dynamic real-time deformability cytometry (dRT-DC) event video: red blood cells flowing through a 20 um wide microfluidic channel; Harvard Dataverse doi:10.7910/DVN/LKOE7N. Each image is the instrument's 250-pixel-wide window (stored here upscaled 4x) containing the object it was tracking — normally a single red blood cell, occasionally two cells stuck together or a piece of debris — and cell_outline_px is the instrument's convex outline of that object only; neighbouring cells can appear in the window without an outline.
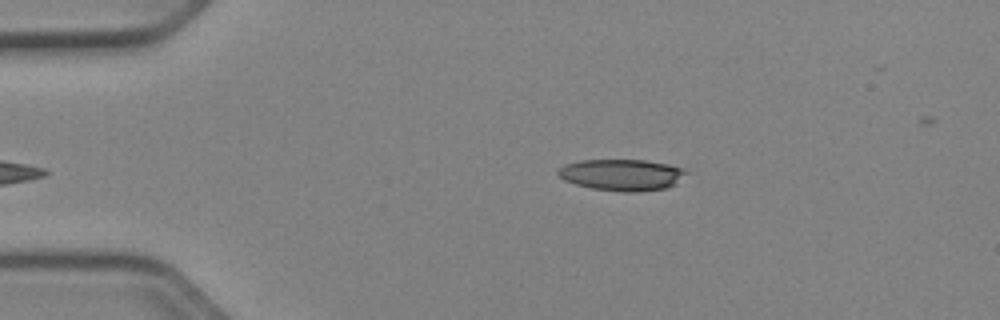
{"species": "Egyptian fruit bat (a non-hibernating species)", "species_latin": "Rousettus aegyptiacus", "temperature_condition": "cold", "stored_images_in_passage": 36, "camera_frame_rate_fps": 3000, "um_per_image_px": 0.085, "animal": {"sex": "female"}, "frame": {"image": 1, "passage_image": 2, "time_ms": 0.333, "image_size_px": [1000, 320], "cell_outline_px": [[688, 172], [676, 184], [668, 188], [636, 192], [624, 192], [592, 188], [576, 184], [564, 180], [556, 172], [564, 164], [580, 160], [644, 160], [684, 168]], "centroid_in_image_um": [52.86, 14.86], "position_along_channel_um": 32.1, "area_um2": 23.41}}
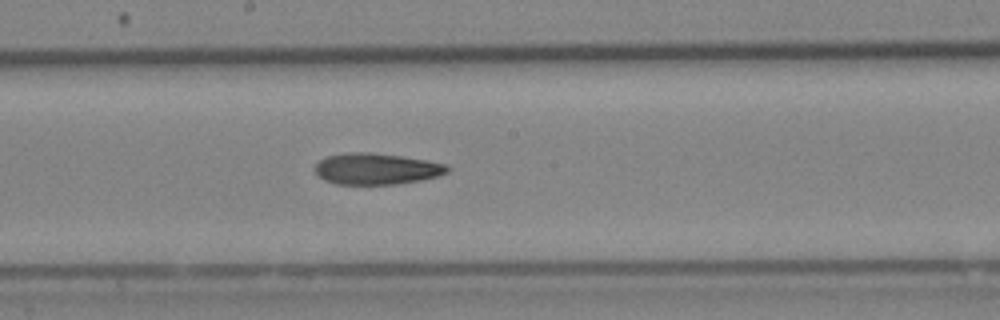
{"frame": {"image": 2, "passage_image": 20, "time_ms": 6.333, "image_size_px": [1000, 320], "cell_outline_px": [[448, 172], [436, 176], [420, 180], [396, 184], [336, 184], [324, 180], [316, 172], [316, 164], [320, 160], [328, 156], [344, 152], [372, 152], [428, 160], [448, 164]], "centroid_in_image_um": [32.0, 14.34], "position_along_channel_um": 216.2, "area_um2": 24.04}}
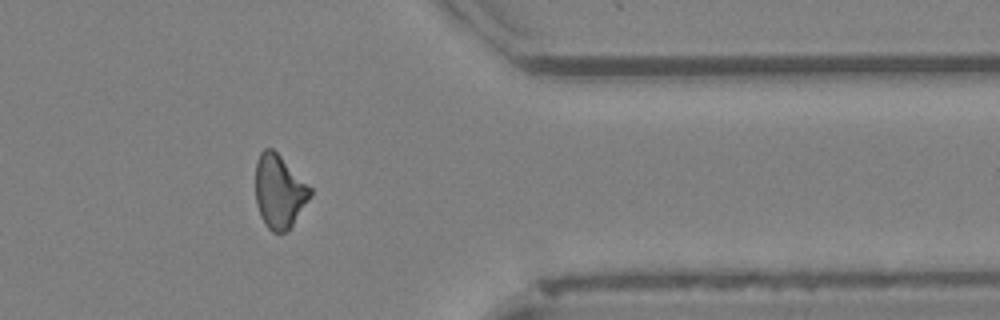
{"frame": {"image": 3, "passage_image": 34, "time_ms": 11.0, "image_size_px": [1000, 320], "cell_outline_px": [[312, 196], [288, 232], [272, 232], [264, 224], [260, 216], [256, 204], [256, 160], [260, 152], [264, 148], [272, 148], [312, 188]], "centroid_in_image_um": [23.74, 16.3], "position_along_channel_um": 387.7, "area_um2": 23.58}}